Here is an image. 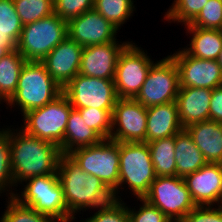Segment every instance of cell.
<instances>
[{
  "label": "cell",
  "instance_id": "obj_1",
  "mask_svg": "<svg viewBox=\"0 0 222 222\" xmlns=\"http://www.w3.org/2000/svg\"><path fill=\"white\" fill-rule=\"evenodd\" d=\"M11 127H9V142L15 186L35 176L56 174L59 158L62 155L60 148L49 141L27 134L20 127L19 129Z\"/></svg>",
  "mask_w": 222,
  "mask_h": 222
},
{
  "label": "cell",
  "instance_id": "obj_2",
  "mask_svg": "<svg viewBox=\"0 0 222 222\" xmlns=\"http://www.w3.org/2000/svg\"><path fill=\"white\" fill-rule=\"evenodd\" d=\"M57 173L68 212L101 208L115 200L113 192L96 176L83 171L68 155L59 158Z\"/></svg>",
  "mask_w": 222,
  "mask_h": 222
},
{
  "label": "cell",
  "instance_id": "obj_3",
  "mask_svg": "<svg viewBox=\"0 0 222 222\" xmlns=\"http://www.w3.org/2000/svg\"><path fill=\"white\" fill-rule=\"evenodd\" d=\"M62 93V87L42 62L26 61L20 71L16 92L5 104L10 108L18 106L23 116L52 102Z\"/></svg>",
  "mask_w": 222,
  "mask_h": 222
},
{
  "label": "cell",
  "instance_id": "obj_4",
  "mask_svg": "<svg viewBox=\"0 0 222 222\" xmlns=\"http://www.w3.org/2000/svg\"><path fill=\"white\" fill-rule=\"evenodd\" d=\"M24 182L21 183L24 188L21 192H16L13 197L20 204L31 207L58 222H71L77 219L68 212L58 173L35 176Z\"/></svg>",
  "mask_w": 222,
  "mask_h": 222
},
{
  "label": "cell",
  "instance_id": "obj_5",
  "mask_svg": "<svg viewBox=\"0 0 222 222\" xmlns=\"http://www.w3.org/2000/svg\"><path fill=\"white\" fill-rule=\"evenodd\" d=\"M119 155L118 194L126 184L135 198H144L156 178L148 144L119 142Z\"/></svg>",
  "mask_w": 222,
  "mask_h": 222
},
{
  "label": "cell",
  "instance_id": "obj_6",
  "mask_svg": "<svg viewBox=\"0 0 222 222\" xmlns=\"http://www.w3.org/2000/svg\"><path fill=\"white\" fill-rule=\"evenodd\" d=\"M68 156L86 173L98 177L114 194L118 195L119 142L103 139L100 143L73 150Z\"/></svg>",
  "mask_w": 222,
  "mask_h": 222
},
{
  "label": "cell",
  "instance_id": "obj_7",
  "mask_svg": "<svg viewBox=\"0 0 222 222\" xmlns=\"http://www.w3.org/2000/svg\"><path fill=\"white\" fill-rule=\"evenodd\" d=\"M67 36V21L53 13L23 25L16 49L26 61L41 62Z\"/></svg>",
  "mask_w": 222,
  "mask_h": 222
},
{
  "label": "cell",
  "instance_id": "obj_8",
  "mask_svg": "<svg viewBox=\"0 0 222 222\" xmlns=\"http://www.w3.org/2000/svg\"><path fill=\"white\" fill-rule=\"evenodd\" d=\"M72 108L69 99L62 93L43 107L25 113L21 129L29 135L57 145L61 151Z\"/></svg>",
  "mask_w": 222,
  "mask_h": 222
},
{
  "label": "cell",
  "instance_id": "obj_9",
  "mask_svg": "<svg viewBox=\"0 0 222 222\" xmlns=\"http://www.w3.org/2000/svg\"><path fill=\"white\" fill-rule=\"evenodd\" d=\"M156 206L171 222H180L196 204L182 177L156 176L144 198Z\"/></svg>",
  "mask_w": 222,
  "mask_h": 222
},
{
  "label": "cell",
  "instance_id": "obj_10",
  "mask_svg": "<svg viewBox=\"0 0 222 222\" xmlns=\"http://www.w3.org/2000/svg\"><path fill=\"white\" fill-rule=\"evenodd\" d=\"M179 88V70L174 59L168 55L151 66L134 99L147 108L166 104L176 101Z\"/></svg>",
  "mask_w": 222,
  "mask_h": 222
},
{
  "label": "cell",
  "instance_id": "obj_11",
  "mask_svg": "<svg viewBox=\"0 0 222 222\" xmlns=\"http://www.w3.org/2000/svg\"><path fill=\"white\" fill-rule=\"evenodd\" d=\"M140 48L130 41L119 55L114 76L118 98H135L154 64L147 51Z\"/></svg>",
  "mask_w": 222,
  "mask_h": 222
},
{
  "label": "cell",
  "instance_id": "obj_12",
  "mask_svg": "<svg viewBox=\"0 0 222 222\" xmlns=\"http://www.w3.org/2000/svg\"><path fill=\"white\" fill-rule=\"evenodd\" d=\"M74 109L96 108L113 110L118 99L114 80L77 74L64 88Z\"/></svg>",
  "mask_w": 222,
  "mask_h": 222
},
{
  "label": "cell",
  "instance_id": "obj_13",
  "mask_svg": "<svg viewBox=\"0 0 222 222\" xmlns=\"http://www.w3.org/2000/svg\"><path fill=\"white\" fill-rule=\"evenodd\" d=\"M147 107L134 98H118L112 112L110 139L118 142H145Z\"/></svg>",
  "mask_w": 222,
  "mask_h": 222
},
{
  "label": "cell",
  "instance_id": "obj_14",
  "mask_svg": "<svg viewBox=\"0 0 222 222\" xmlns=\"http://www.w3.org/2000/svg\"><path fill=\"white\" fill-rule=\"evenodd\" d=\"M170 56L179 70L180 87L214 89L222 85V68L217 60L200 59L188 55L183 49Z\"/></svg>",
  "mask_w": 222,
  "mask_h": 222
},
{
  "label": "cell",
  "instance_id": "obj_15",
  "mask_svg": "<svg viewBox=\"0 0 222 222\" xmlns=\"http://www.w3.org/2000/svg\"><path fill=\"white\" fill-rule=\"evenodd\" d=\"M68 36L82 47L101 45L118 40L119 30L96 10L84 12L67 22Z\"/></svg>",
  "mask_w": 222,
  "mask_h": 222
},
{
  "label": "cell",
  "instance_id": "obj_16",
  "mask_svg": "<svg viewBox=\"0 0 222 222\" xmlns=\"http://www.w3.org/2000/svg\"><path fill=\"white\" fill-rule=\"evenodd\" d=\"M129 43V41H120V43L119 41H113L84 47L79 74L114 80L119 55Z\"/></svg>",
  "mask_w": 222,
  "mask_h": 222
},
{
  "label": "cell",
  "instance_id": "obj_17",
  "mask_svg": "<svg viewBox=\"0 0 222 222\" xmlns=\"http://www.w3.org/2000/svg\"><path fill=\"white\" fill-rule=\"evenodd\" d=\"M183 179L196 206L222 205V164L207 163Z\"/></svg>",
  "mask_w": 222,
  "mask_h": 222
},
{
  "label": "cell",
  "instance_id": "obj_18",
  "mask_svg": "<svg viewBox=\"0 0 222 222\" xmlns=\"http://www.w3.org/2000/svg\"><path fill=\"white\" fill-rule=\"evenodd\" d=\"M83 48L67 36L41 61L62 89L79 74Z\"/></svg>",
  "mask_w": 222,
  "mask_h": 222
},
{
  "label": "cell",
  "instance_id": "obj_19",
  "mask_svg": "<svg viewBox=\"0 0 222 222\" xmlns=\"http://www.w3.org/2000/svg\"><path fill=\"white\" fill-rule=\"evenodd\" d=\"M212 89L180 87L176 98L178 116L183 128L209 120Z\"/></svg>",
  "mask_w": 222,
  "mask_h": 222
},
{
  "label": "cell",
  "instance_id": "obj_20",
  "mask_svg": "<svg viewBox=\"0 0 222 222\" xmlns=\"http://www.w3.org/2000/svg\"><path fill=\"white\" fill-rule=\"evenodd\" d=\"M182 129L176 101L147 108L146 143L176 135Z\"/></svg>",
  "mask_w": 222,
  "mask_h": 222
},
{
  "label": "cell",
  "instance_id": "obj_21",
  "mask_svg": "<svg viewBox=\"0 0 222 222\" xmlns=\"http://www.w3.org/2000/svg\"><path fill=\"white\" fill-rule=\"evenodd\" d=\"M185 129L207 163L222 164V123L206 120L193 123Z\"/></svg>",
  "mask_w": 222,
  "mask_h": 222
},
{
  "label": "cell",
  "instance_id": "obj_22",
  "mask_svg": "<svg viewBox=\"0 0 222 222\" xmlns=\"http://www.w3.org/2000/svg\"><path fill=\"white\" fill-rule=\"evenodd\" d=\"M190 34L191 42L182 48L188 55L206 59L216 60L222 49V30L220 29H203L192 27L189 24L184 25Z\"/></svg>",
  "mask_w": 222,
  "mask_h": 222
},
{
  "label": "cell",
  "instance_id": "obj_23",
  "mask_svg": "<svg viewBox=\"0 0 222 222\" xmlns=\"http://www.w3.org/2000/svg\"><path fill=\"white\" fill-rule=\"evenodd\" d=\"M102 140L103 138L96 131L88 127L80 112L72 108L64 133V141L61 143V153L68 155L75 149L94 145Z\"/></svg>",
  "mask_w": 222,
  "mask_h": 222
},
{
  "label": "cell",
  "instance_id": "obj_24",
  "mask_svg": "<svg viewBox=\"0 0 222 222\" xmlns=\"http://www.w3.org/2000/svg\"><path fill=\"white\" fill-rule=\"evenodd\" d=\"M176 176L184 178L207 164L191 135L183 128L175 135Z\"/></svg>",
  "mask_w": 222,
  "mask_h": 222
},
{
  "label": "cell",
  "instance_id": "obj_25",
  "mask_svg": "<svg viewBox=\"0 0 222 222\" xmlns=\"http://www.w3.org/2000/svg\"><path fill=\"white\" fill-rule=\"evenodd\" d=\"M147 144L156 176H176L175 135Z\"/></svg>",
  "mask_w": 222,
  "mask_h": 222
},
{
  "label": "cell",
  "instance_id": "obj_26",
  "mask_svg": "<svg viewBox=\"0 0 222 222\" xmlns=\"http://www.w3.org/2000/svg\"><path fill=\"white\" fill-rule=\"evenodd\" d=\"M26 59L13 50L0 59V96L7 102L16 92L20 71Z\"/></svg>",
  "mask_w": 222,
  "mask_h": 222
},
{
  "label": "cell",
  "instance_id": "obj_27",
  "mask_svg": "<svg viewBox=\"0 0 222 222\" xmlns=\"http://www.w3.org/2000/svg\"><path fill=\"white\" fill-rule=\"evenodd\" d=\"M134 0H94L93 9L120 30L136 9ZM122 25V26H121Z\"/></svg>",
  "mask_w": 222,
  "mask_h": 222
},
{
  "label": "cell",
  "instance_id": "obj_28",
  "mask_svg": "<svg viewBox=\"0 0 222 222\" xmlns=\"http://www.w3.org/2000/svg\"><path fill=\"white\" fill-rule=\"evenodd\" d=\"M12 187L15 188V184L11 170V149L9 127L7 126V128H0V196L5 192L8 198L14 197L16 192L13 191L14 188Z\"/></svg>",
  "mask_w": 222,
  "mask_h": 222
},
{
  "label": "cell",
  "instance_id": "obj_29",
  "mask_svg": "<svg viewBox=\"0 0 222 222\" xmlns=\"http://www.w3.org/2000/svg\"><path fill=\"white\" fill-rule=\"evenodd\" d=\"M13 2L23 25L54 13V0H13Z\"/></svg>",
  "mask_w": 222,
  "mask_h": 222
},
{
  "label": "cell",
  "instance_id": "obj_30",
  "mask_svg": "<svg viewBox=\"0 0 222 222\" xmlns=\"http://www.w3.org/2000/svg\"><path fill=\"white\" fill-rule=\"evenodd\" d=\"M6 210L1 215L0 222H58L54 218L41 214L31 207L20 204L15 198L6 200Z\"/></svg>",
  "mask_w": 222,
  "mask_h": 222
},
{
  "label": "cell",
  "instance_id": "obj_31",
  "mask_svg": "<svg viewBox=\"0 0 222 222\" xmlns=\"http://www.w3.org/2000/svg\"><path fill=\"white\" fill-rule=\"evenodd\" d=\"M208 0H174L168 11L165 13L164 20L182 25L189 24L205 6Z\"/></svg>",
  "mask_w": 222,
  "mask_h": 222
},
{
  "label": "cell",
  "instance_id": "obj_32",
  "mask_svg": "<svg viewBox=\"0 0 222 222\" xmlns=\"http://www.w3.org/2000/svg\"><path fill=\"white\" fill-rule=\"evenodd\" d=\"M22 29L13 0H0V34H8L18 43Z\"/></svg>",
  "mask_w": 222,
  "mask_h": 222
},
{
  "label": "cell",
  "instance_id": "obj_33",
  "mask_svg": "<svg viewBox=\"0 0 222 222\" xmlns=\"http://www.w3.org/2000/svg\"><path fill=\"white\" fill-rule=\"evenodd\" d=\"M88 127L96 131L103 139H110L112 129L113 110H101L96 108L77 109Z\"/></svg>",
  "mask_w": 222,
  "mask_h": 222
},
{
  "label": "cell",
  "instance_id": "obj_34",
  "mask_svg": "<svg viewBox=\"0 0 222 222\" xmlns=\"http://www.w3.org/2000/svg\"><path fill=\"white\" fill-rule=\"evenodd\" d=\"M189 25L203 29L222 30V0H208Z\"/></svg>",
  "mask_w": 222,
  "mask_h": 222
},
{
  "label": "cell",
  "instance_id": "obj_35",
  "mask_svg": "<svg viewBox=\"0 0 222 222\" xmlns=\"http://www.w3.org/2000/svg\"><path fill=\"white\" fill-rule=\"evenodd\" d=\"M95 210L98 211L84 221L82 220V222H130V217L124 200H114L108 205Z\"/></svg>",
  "mask_w": 222,
  "mask_h": 222
},
{
  "label": "cell",
  "instance_id": "obj_36",
  "mask_svg": "<svg viewBox=\"0 0 222 222\" xmlns=\"http://www.w3.org/2000/svg\"><path fill=\"white\" fill-rule=\"evenodd\" d=\"M94 0H54V13L65 21L92 10Z\"/></svg>",
  "mask_w": 222,
  "mask_h": 222
},
{
  "label": "cell",
  "instance_id": "obj_37",
  "mask_svg": "<svg viewBox=\"0 0 222 222\" xmlns=\"http://www.w3.org/2000/svg\"><path fill=\"white\" fill-rule=\"evenodd\" d=\"M137 200L141 202L138 210L135 207L128 208L127 205L130 222H171L156 206L143 198H137Z\"/></svg>",
  "mask_w": 222,
  "mask_h": 222
},
{
  "label": "cell",
  "instance_id": "obj_38",
  "mask_svg": "<svg viewBox=\"0 0 222 222\" xmlns=\"http://www.w3.org/2000/svg\"><path fill=\"white\" fill-rule=\"evenodd\" d=\"M215 207L213 205L196 206L180 222H222V205Z\"/></svg>",
  "mask_w": 222,
  "mask_h": 222
},
{
  "label": "cell",
  "instance_id": "obj_39",
  "mask_svg": "<svg viewBox=\"0 0 222 222\" xmlns=\"http://www.w3.org/2000/svg\"><path fill=\"white\" fill-rule=\"evenodd\" d=\"M209 120L222 123V85L212 90Z\"/></svg>",
  "mask_w": 222,
  "mask_h": 222
},
{
  "label": "cell",
  "instance_id": "obj_40",
  "mask_svg": "<svg viewBox=\"0 0 222 222\" xmlns=\"http://www.w3.org/2000/svg\"><path fill=\"white\" fill-rule=\"evenodd\" d=\"M17 42L8 34H0V59L16 50Z\"/></svg>",
  "mask_w": 222,
  "mask_h": 222
},
{
  "label": "cell",
  "instance_id": "obj_41",
  "mask_svg": "<svg viewBox=\"0 0 222 222\" xmlns=\"http://www.w3.org/2000/svg\"><path fill=\"white\" fill-rule=\"evenodd\" d=\"M217 61H218V64L221 66V68H222V49H221V51H220V53H219V55H218V57H217V59H216Z\"/></svg>",
  "mask_w": 222,
  "mask_h": 222
},
{
  "label": "cell",
  "instance_id": "obj_42",
  "mask_svg": "<svg viewBox=\"0 0 222 222\" xmlns=\"http://www.w3.org/2000/svg\"><path fill=\"white\" fill-rule=\"evenodd\" d=\"M2 102L5 103V101L0 96V104H2Z\"/></svg>",
  "mask_w": 222,
  "mask_h": 222
}]
</instances>
